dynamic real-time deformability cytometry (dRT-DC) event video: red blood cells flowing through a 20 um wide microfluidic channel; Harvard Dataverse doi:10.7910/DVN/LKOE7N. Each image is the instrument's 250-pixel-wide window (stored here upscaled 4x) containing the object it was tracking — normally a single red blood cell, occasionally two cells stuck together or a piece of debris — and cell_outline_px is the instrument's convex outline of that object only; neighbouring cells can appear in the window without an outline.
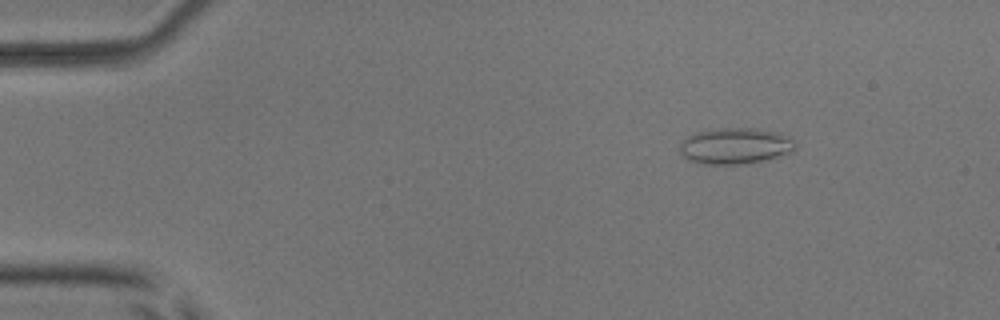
{"species": "common noctule bat (a hibernating species)", "species_latin": "Nyctalus noctula", "temperature_condition": "room temperature", "stored_images_in_passage": 54, "camera_frame_rate_fps": 3000, "um_per_image_px": 0.085, "animal": {"sex": "male", "body_mass_g": 17.9, "forearm_length_mm": 54.2}, "frame": {"image": 1, "passage_image": 8, "time_ms": 2.333, "image_size_px": [1000, 320], "cell_outline_px": [[796, 148], [792, 152], [764, 160], [744, 164], [700, 164], [688, 160], [676, 148], [688, 136], [696, 132], [716, 128], [760, 128], [792, 136], [796, 144]], "centroid_in_image_um": [62.5, 12.4], "position_along_channel_um": 22.5, "area_um2": 24.74}}
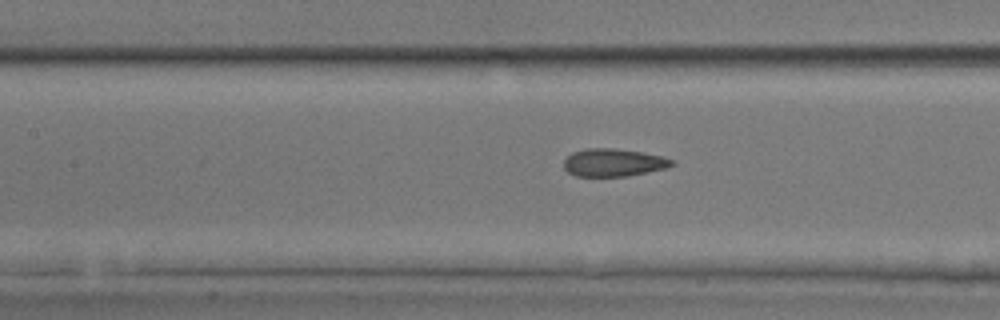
{"frame": {"image": 2, "passage_image": 25, "time_ms": 8.0, "image_size_px": [1000, 320], "cell_outline_px": [[676, 164], [664, 168], [628, 176], [576, 176], [568, 172], [564, 168], [564, 160], [572, 152], [584, 148], [612, 148], [640, 152], [664, 156], [676, 160]], "centroid_in_image_um": [52.15, 13.81], "position_along_channel_um": 155.2, "area_um2": 17.51}}
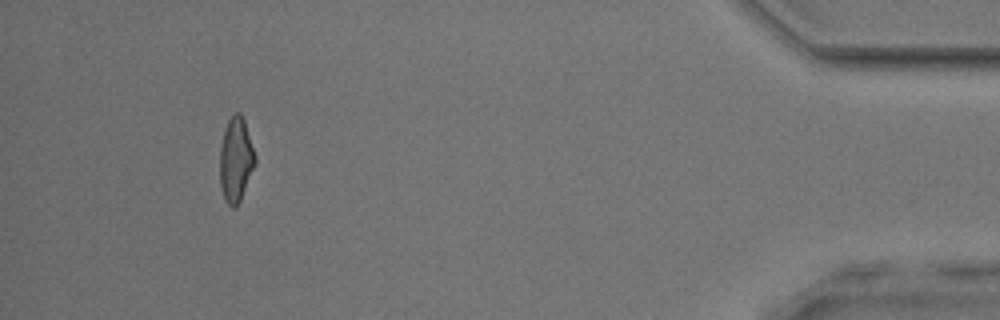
{"frame": {"image": 3, "passage_image": 50, "time_ms": 16.333, "image_size_px": [1000, 320], "cell_outline_px": [[256, 160], [240, 200], [232, 208], [224, 200], [220, 184], [220, 148], [224, 128], [228, 120], [236, 112], [240, 112], [244, 120], [256, 156]], "centroid_in_image_um": [20.03, 13.54], "position_along_channel_um": 415.2, "area_um2": 17.11}, "authors_computed_cell_mechanics": {"area_um2": 17.8602, "velocity_mm_per_s": 3.8929, "shape_relaxation_time_tau1_ms": 10.0402, "shape_relaxation_time_tau2_ms": 1.4101, "deformation_change_tau1": 0.1794, "deformation_change_tau2": 0.1026}}